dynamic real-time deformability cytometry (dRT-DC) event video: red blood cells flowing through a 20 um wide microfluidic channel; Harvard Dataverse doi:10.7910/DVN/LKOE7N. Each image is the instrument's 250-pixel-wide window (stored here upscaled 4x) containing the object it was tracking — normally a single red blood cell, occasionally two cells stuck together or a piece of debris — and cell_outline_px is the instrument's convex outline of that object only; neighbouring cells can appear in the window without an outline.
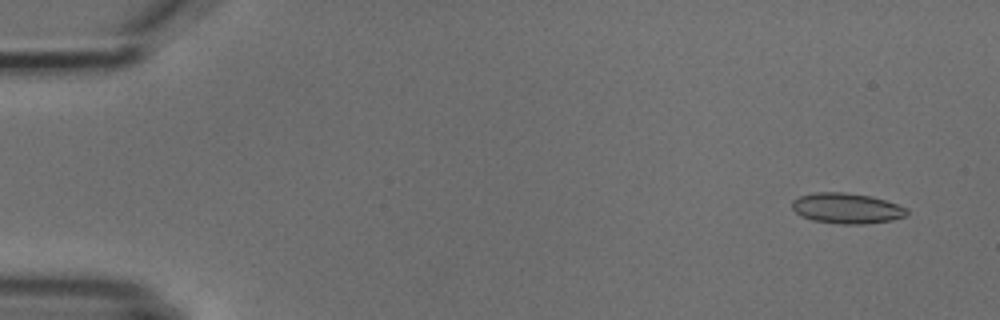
{"species": "common noctule bat (a hibernating species)", "species_latin": "Nyctalus noctula", "temperature_condition": "cold", "stored_images_in_passage": 8, "camera_frame_rate_fps": 3000, "um_per_image_px": 0.085, "animal": {"sex": "male", "body_mass_g": 18.8}, "frame": {"image": 1, "passage_image": 1, "time_ms": 0.0, "image_size_px": [1000, 320], "cell_outline_px": [[908, 212], [904, 216], [892, 220], [864, 224], [840, 224], [812, 220], [800, 216], [792, 208], [792, 200], [800, 196], [816, 192], [844, 192], [872, 196], [908, 208]], "centroid_in_image_um": [71.95, 17.7], "position_along_channel_um": 13.0, "area_um2": 20.4}}
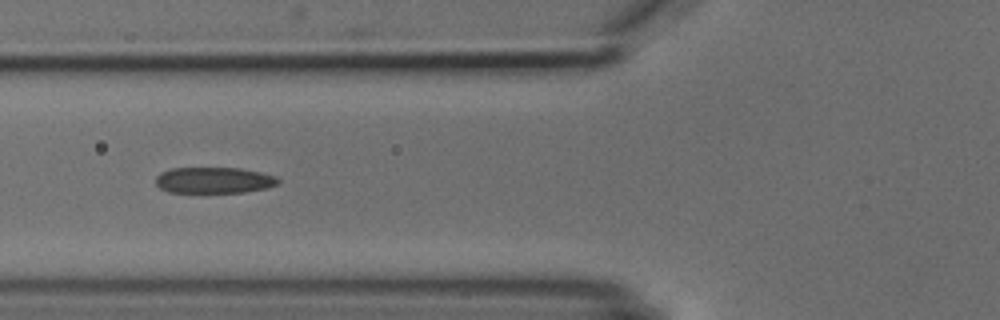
{"frame": {"image": 2, "passage_image": 6, "time_ms": 5.667, "image_size_px": [1000, 320], "cell_outline_px": [[280, 180], [276, 184], [268, 188], [244, 192], [168, 192], [160, 188], [156, 184], [156, 176], [160, 172], [168, 168], [240, 168], [260, 172], [276, 176]], "centroid_in_image_um": [18.17, 15.31], "position_along_channel_um": 107.6, "area_um2": 18.67}}
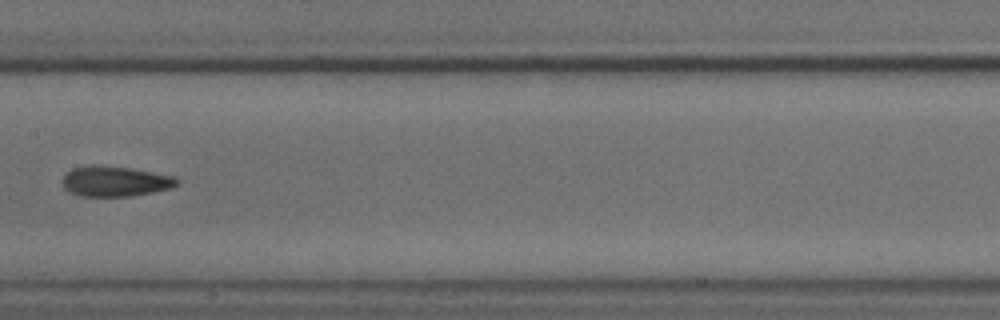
{"frame": {"image": 3, "passage_image": 8, "time_ms": 8.0, "image_size_px": [1000, 320], "cell_outline_px": [[180, 180], [172, 188], [152, 192], [128, 196], [80, 196], [64, 188], [64, 172], [72, 168], [92, 164], [132, 168], [176, 176]], "centroid_in_image_um": [9.8, 15.39], "position_along_channel_um": 197.6, "area_um2": 20.29}}